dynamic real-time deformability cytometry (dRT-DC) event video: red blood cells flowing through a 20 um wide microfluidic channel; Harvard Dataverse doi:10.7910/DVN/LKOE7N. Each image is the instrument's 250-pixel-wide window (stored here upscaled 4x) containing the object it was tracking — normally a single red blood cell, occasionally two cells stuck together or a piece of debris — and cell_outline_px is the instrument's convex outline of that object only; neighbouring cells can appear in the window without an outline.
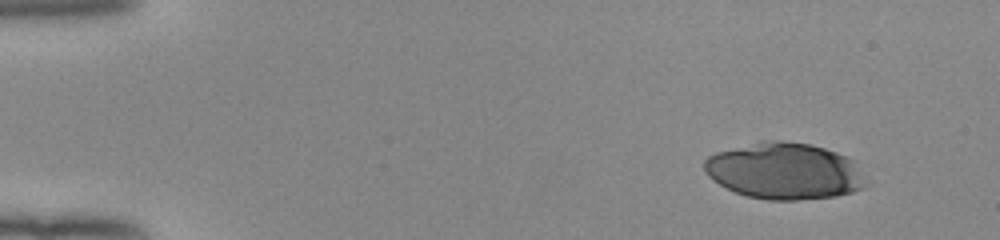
{"species": "human", "species_latin": "Homo sapiens", "temperature_condition": "room temperature", "stored_images_in_passage": 48, "camera_frame_rate_fps": 3000, "um_per_image_px": 0.085, "donor": {"sex": "female"}, "frame": {"image": 1, "passage_image": 1, "time_ms": 0.0, "image_size_px": [1000, 240], "cell_outline_px": [[872, 184], [864, 188], [852, 192], [836, 196], [796, 200], [768, 200], [748, 196], [736, 192], [720, 184], [708, 176], [704, 172], [704, 160], [708, 156], [716, 152], [760, 140], [780, 140], [812, 144], [848, 156], [856, 160]], "centroid_in_image_um": [66.76, 14.53], "position_along_channel_um": 18.2, "area_um2": 54.16}}